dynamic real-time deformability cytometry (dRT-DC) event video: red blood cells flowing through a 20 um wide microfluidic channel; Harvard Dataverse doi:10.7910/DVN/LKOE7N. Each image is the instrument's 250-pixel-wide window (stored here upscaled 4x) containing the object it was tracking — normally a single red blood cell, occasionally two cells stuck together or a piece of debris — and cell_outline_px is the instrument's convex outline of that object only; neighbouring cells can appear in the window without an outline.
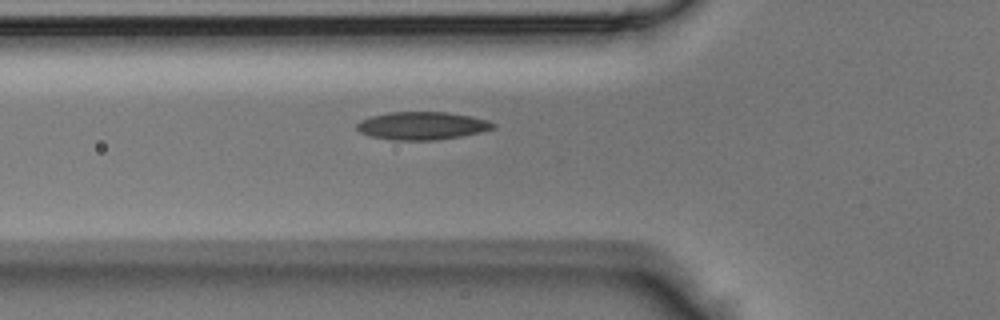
{"species": "Egyptian fruit bat (a non-hibernating species)", "species_latin": "Rousettus aegyptiacus", "temperature_condition": "room temperature", "stored_images_in_passage": 31, "camera_frame_rate_fps": 3000, "um_per_image_px": 0.085, "animal": {"sex": "male"}, "frame": {"image": 1, "passage_image": 3, "time_ms": 0.667, "image_size_px": [1000, 320], "cell_outline_px": [[496, 128], [480, 132], [460, 136], [436, 140], [392, 140], [372, 136], [360, 132], [356, 128], [356, 124], [360, 120], [368, 116], [388, 112], [448, 112], [488, 120], [496, 124]], "centroid_in_image_um": [35.85, 10.68], "position_along_channel_um": 89.9, "area_um2": 22.2}}
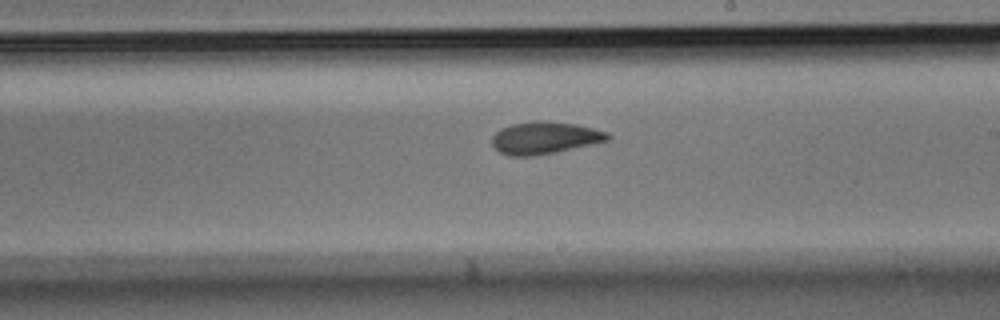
{"frame": {"image": 2, "passage_image": 13, "time_ms": 4.0, "image_size_px": [1000, 320], "cell_outline_px": [[612, 136], [608, 140], [556, 152], [532, 156], [508, 156], [500, 152], [492, 144], [492, 136], [500, 128], [512, 124], [540, 120], [544, 120], [576, 124], [608, 132]], "centroid_in_image_um": [46.29, 11.71], "position_along_channel_um": 242.7, "area_um2": 21.68}}
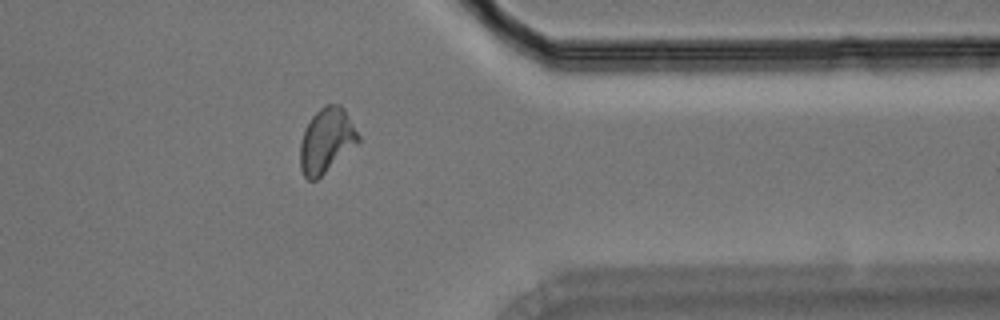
{"frame": {"image": 3, "passage_image": 23, "time_ms": 7.333, "image_size_px": [1000, 320], "cell_outline_px": [[360, 140], [356, 144], [316, 180], [308, 180], [304, 176], [300, 168], [300, 140], [304, 128], [312, 116], [324, 104], [340, 104], [344, 108], [360, 136]], "centroid_in_image_um": [27.72, 11.91], "position_along_channel_um": 383.7, "area_um2": 21.79}}